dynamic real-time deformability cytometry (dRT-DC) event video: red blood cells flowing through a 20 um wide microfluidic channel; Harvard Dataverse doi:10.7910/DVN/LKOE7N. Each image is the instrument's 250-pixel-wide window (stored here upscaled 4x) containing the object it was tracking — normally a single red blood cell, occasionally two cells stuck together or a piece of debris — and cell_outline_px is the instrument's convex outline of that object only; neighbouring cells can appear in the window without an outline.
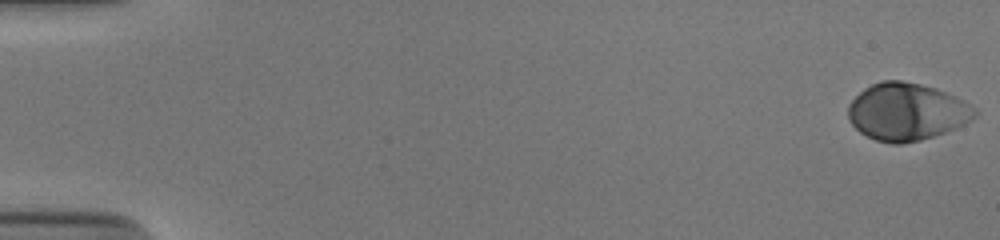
{"species": "human", "species_latin": "Homo sapiens", "temperature_condition": "cold", "stored_images_in_passage": 54, "camera_frame_rate_fps": 3000, "um_per_image_px": 0.085, "donor": {"sex": "male"}, "frame": {"image": 1, "passage_image": 1, "time_ms": 0.0, "image_size_px": [1000, 240], "cell_outline_px": [[976, 116], [972, 120], [964, 124], [944, 132], [920, 140], [900, 144], [892, 144], [876, 140], [860, 132], [848, 120], [848, 104], [864, 88], [880, 80], [900, 80], [920, 84], [936, 88], [968, 104], [976, 112]], "centroid_in_image_um": [77.01, 9.5], "position_along_channel_um": 8.0, "area_um2": 41.85}}
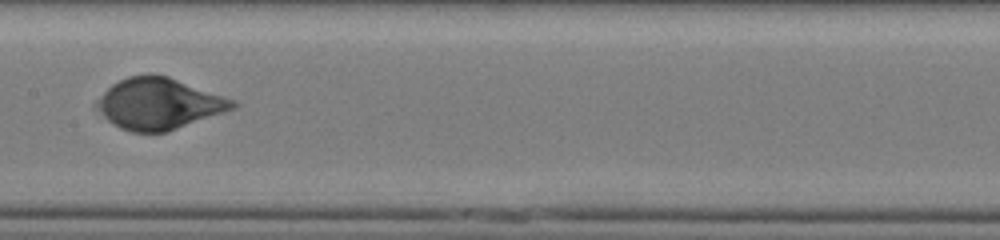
{"frame": {"image": 2, "passage_image": 29, "time_ms": 9.333, "image_size_px": [1000, 240], "cell_outline_px": [[240, 104], [236, 108], [168, 132], [132, 132], [120, 128], [112, 124], [108, 120], [100, 104], [100, 96], [112, 84], [128, 76], [148, 72], [168, 76], [236, 100]], "centroid_in_image_um": [13.6, 8.8], "position_along_channel_um": 193.8, "area_um2": 40.29}}
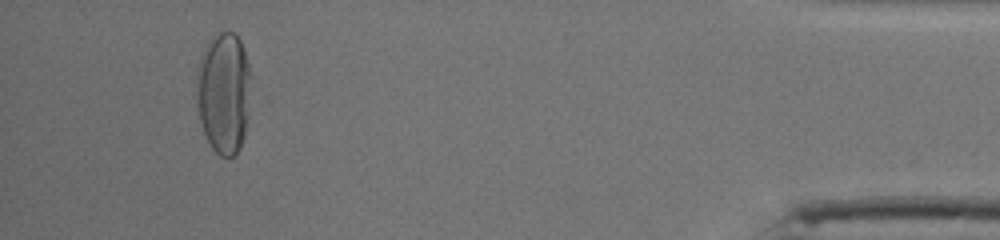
{"frame": {"image": 3, "passage_image": 51, "time_ms": 16.667, "image_size_px": [1000, 240], "cell_outline_px": [[252, 96], [244, 136], [240, 148], [232, 156], [220, 156], [212, 148], [204, 132], [200, 120], [196, 104], [196, 68], [204, 48], [208, 40], [216, 32], [232, 32], [240, 40], [244, 48], [248, 64]], "centroid_in_image_um": [19.01, 7.86], "position_along_channel_um": 416.2, "area_um2": 39.19}, "authors_computed_cell_mechanics": {"area_um2": 39.9976, "velocity_mm_per_s": 3.8318, "shape_relaxation_time_tau1_ms": 3.4012, "shape_relaxation_time_tau2_ms": null, "deformation_change_tau1": 0.1907, "deformation_change_tau2": null}}